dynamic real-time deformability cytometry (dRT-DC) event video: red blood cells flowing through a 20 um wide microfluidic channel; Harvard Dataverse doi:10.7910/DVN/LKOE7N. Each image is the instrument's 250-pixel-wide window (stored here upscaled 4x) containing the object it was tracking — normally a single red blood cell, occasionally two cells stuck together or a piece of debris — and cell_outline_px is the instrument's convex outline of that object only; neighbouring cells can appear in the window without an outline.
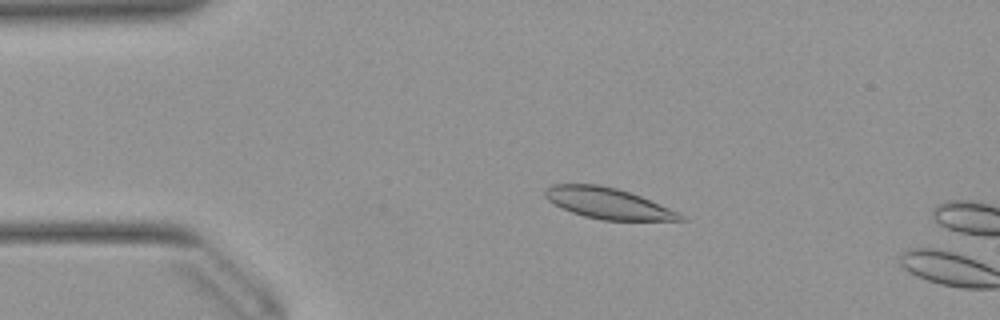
{"species": "Egyptian fruit bat (a non-hibernating species)", "species_latin": "Rousettus aegyptiacus", "temperature_condition": "warm", "stored_images_in_passage": 12, "camera_frame_rate_fps": 3000, "um_per_image_px": 0.085, "animal": {"sex": "female"}, "frame": {"image": 1, "passage_image": 10, "time_ms": 3.0, "image_size_px": [1000, 320], "cell_outline_px": [[688, 220], [604, 220], [584, 216], [572, 212], [548, 200], [544, 196], [544, 192], [552, 184], [600, 184], [616, 188], [640, 196], [680, 212]], "centroid_in_image_um": [51.7, 17.28], "position_along_channel_um": 33.3, "area_um2": 24.1}}